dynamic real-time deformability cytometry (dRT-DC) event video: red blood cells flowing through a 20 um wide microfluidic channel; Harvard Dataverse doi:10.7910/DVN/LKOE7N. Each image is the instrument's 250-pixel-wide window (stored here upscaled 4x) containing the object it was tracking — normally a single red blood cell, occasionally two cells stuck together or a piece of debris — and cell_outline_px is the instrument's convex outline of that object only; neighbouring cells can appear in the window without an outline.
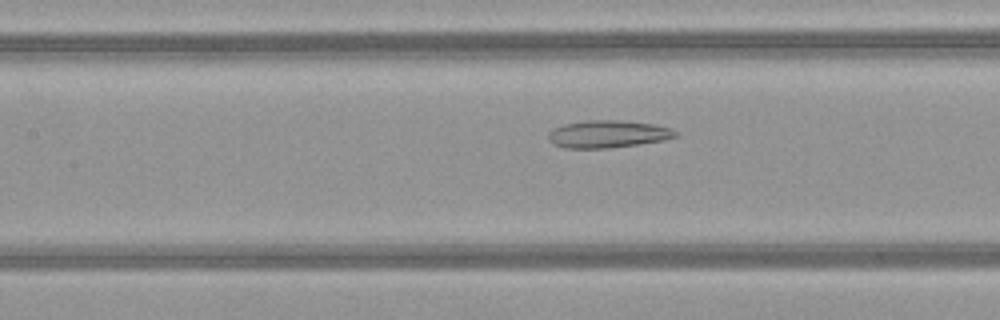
{"species": "common noctule bat (a hibernating species)", "species_latin": "Nyctalus noctula", "temperature_condition": "warm", "stored_images_in_passage": 50, "camera_frame_rate_fps": 3000, "um_per_image_px": 0.085, "animal": {"sex": "female", "body_mass_g": 21.9}, "frame": {"image": 1, "passage_image": 23, "time_ms": 7.333, "image_size_px": [1000, 320], "cell_outline_px": [[680, 136], [664, 140], [640, 144], [608, 148], [564, 148], [552, 144], [548, 140], [548, 132], [552, 128], [564, 124], [584, 120], [620, 120], [656, 124], [672, 128]], "centroid_in_image_um": [51.66, 11.39], "position_along_channel_um": 155.7, "area_um2": 20.69}}
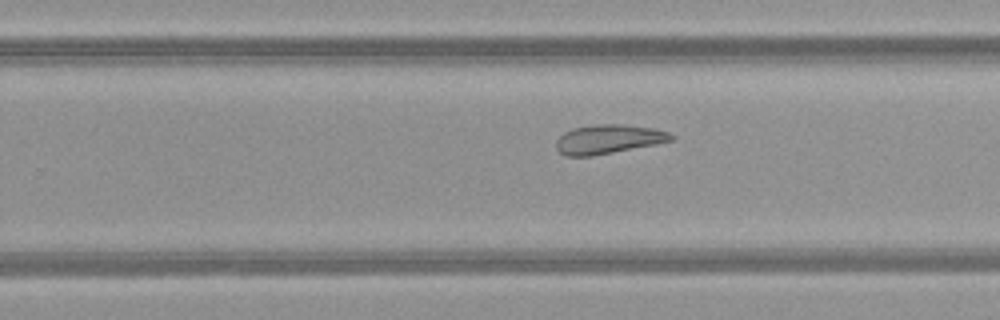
{"frame": {"image": 2, "passage_image": 32, "time_ms": 10.333, "image_size_px": [1000, 320], "cell_outline_px": [[676, 136], [672, 140], [592, 156], [564, 156], [556, 148], [556, 140], [564, 132], [572, 128], [592, 124], [620, 124], [652, 128], [668, 132]], "centroid_in_image_um": [51.65, 11.82], "position_along_channel_um": 278.1, "area_um2": 19.31}}
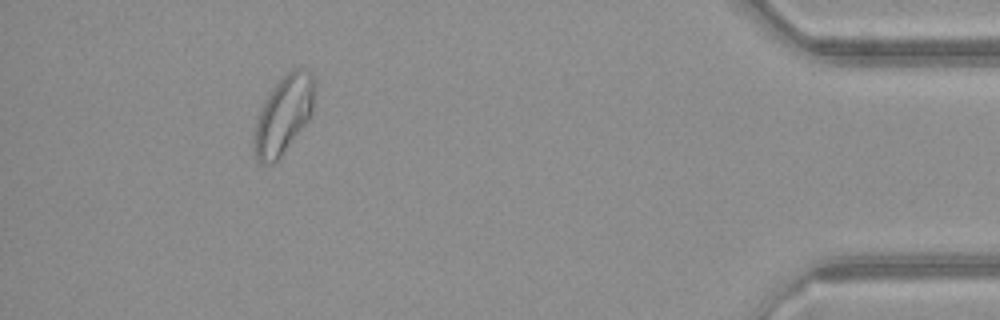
{"frame": {"image": 3, "passage_image": 46, "time_ms": 15.0, "image_size_px": [1000, 320], "cell_outline_px": [[316, 92], [312, 116], [280, 156], [272, 164], [260, 164], [256, 160], [252, 148], [256, 120], [260, 108], [272, 88], [292, 68], [304, 68], [312, 72], [316, 84]], "centroid_in_image_um": [24.12, 9.74], "position_along_channel_um": 411.1, "area_um2": 27.92}, "authors_computed_cell_mechanics": {"area_um2": 25.7499, "velocity_mm_per_s": 4.092, "shape_relaxation_time_tau1_ms": null, "shape_relaxation_time_tau2_ms": 3.6513, "deformation_change_tau1": null, "deformation_change_tau2": 0.1205}}